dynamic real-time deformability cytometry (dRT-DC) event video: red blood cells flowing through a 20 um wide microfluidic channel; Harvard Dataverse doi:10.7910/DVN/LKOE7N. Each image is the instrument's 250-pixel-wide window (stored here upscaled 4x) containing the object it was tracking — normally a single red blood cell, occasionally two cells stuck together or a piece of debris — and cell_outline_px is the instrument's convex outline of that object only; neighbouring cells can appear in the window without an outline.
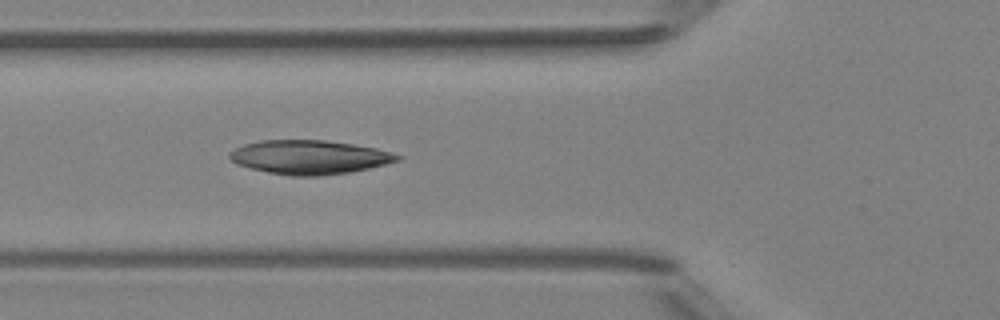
{"species": "Egyptian fruit bat (a non-hibernating species)", "species_latin": "Rousettus aegyptiacus", "temperature_condition": "room temperature", "stored_images_in_passage": 5, "camera_frame_rate_fps": 3000, "um_per_image_px": 0.085, "animal": {"sex": "female"}, "frame": {"image": 1, "passage_image": 5, "time_ms": 5.333, "image_size_px": [1000, 320], "cell_outline_px": [[404, 156], [400, 160], [388, 164], [348, 172], [316, 176], [292, 176], [268, 172], [236, 164], [228, 156], [228, 152], [244, 144], [260, 140], [324, 140], [352, 144], [376, 148], [392, 152]], "centroid_in_image_um": [26.31, 13.35], "position_along_channel_um": 99.5, "area_um2": 33.18}}